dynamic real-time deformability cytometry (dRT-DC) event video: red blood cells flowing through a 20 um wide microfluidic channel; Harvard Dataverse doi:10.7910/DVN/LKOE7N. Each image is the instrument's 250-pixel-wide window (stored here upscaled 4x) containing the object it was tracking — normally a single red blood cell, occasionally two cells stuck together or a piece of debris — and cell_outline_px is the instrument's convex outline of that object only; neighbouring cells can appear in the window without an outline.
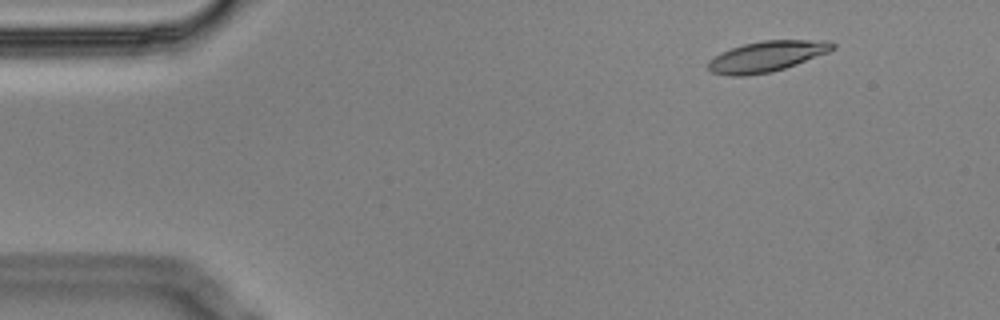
{"species": "Egyptian fruit bat (a non-hibernating species)", "species_latin": "Rousettus aegyptiacus", "temperature_condition": "cold", "stored_images_in_passage": 6, "camera_frame_rate_fps": 3000, "um_per_image_px": 0.085, "animal": {"sex": "male"}, "frame": {"image": 1, "passage_image": 2, "time_ms": 0.333, "image_size_px": [1000, 320], "cell_outline_px": [[836, 48], [828, 52], [796, 64], [772, 72], [744, 76], [732, 76], [712, 72], [708, 68], [708, 60], [720, 52], [744, 44], [764, 40], [828, 40], [836, 44]], "centroid_in_image_um": [65.18, 4.79], "position_along_channel_um": 19.8, "area_um2": 22.2}}
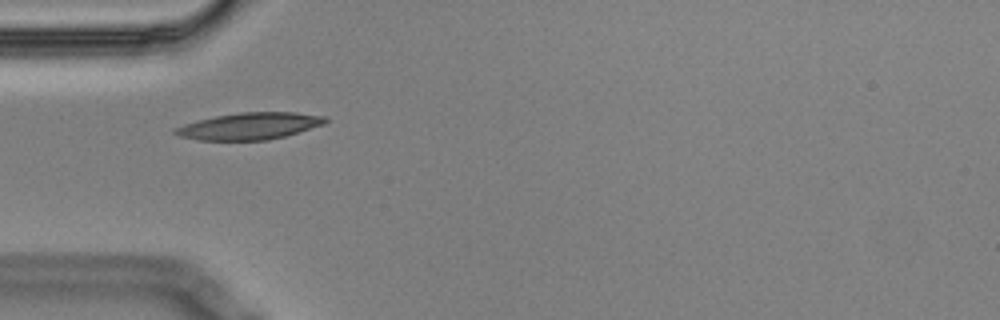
{"frame": {"image": 2, "passage_image": 5, "time_ms": 1.333, "image_size_px": [1000, 320], "cell_outline_px": [[328, 120], [324, 124], [284, 136], [268, 140], [196, 140], [180, 136], [172, 132], [176, 128], [184, 124], [216, 116], [240, 112], [296, 112], [324, 116]], "centroid_in_image_um": [21.21, 10.71], "position_along_channel_um": 63.8, "area_um2": 23.24}}
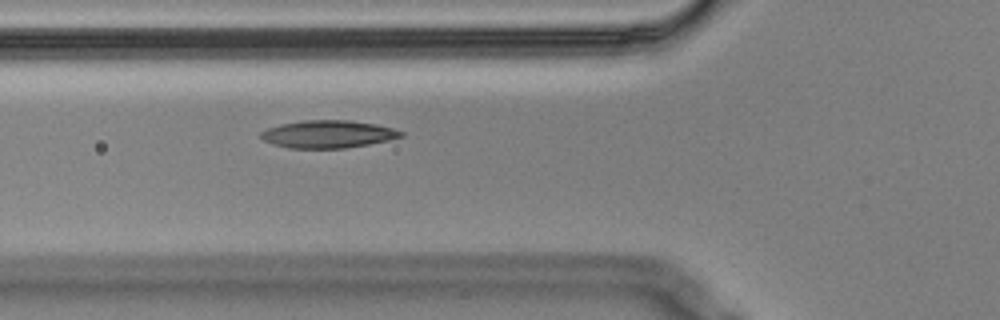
{"frame": {"image": 3, "passage_image": 6, "time_ms": 1.667, "image_size_px": [1000, 320], "cell_outline_px": [[404, 136], [388, 140], [368, 144], [344, 148], [288, 148], [272, 144], [264, 140], [260, 136], [260, 132], [268, 128], [280, 124], [304, 120], [348, 120], [376, 124], [392, 128], [404, 132]], "centroid_in_image_um": [27.87, 11.4], "position_along_channel_um": 97.9, "area_um2": 22.48}}